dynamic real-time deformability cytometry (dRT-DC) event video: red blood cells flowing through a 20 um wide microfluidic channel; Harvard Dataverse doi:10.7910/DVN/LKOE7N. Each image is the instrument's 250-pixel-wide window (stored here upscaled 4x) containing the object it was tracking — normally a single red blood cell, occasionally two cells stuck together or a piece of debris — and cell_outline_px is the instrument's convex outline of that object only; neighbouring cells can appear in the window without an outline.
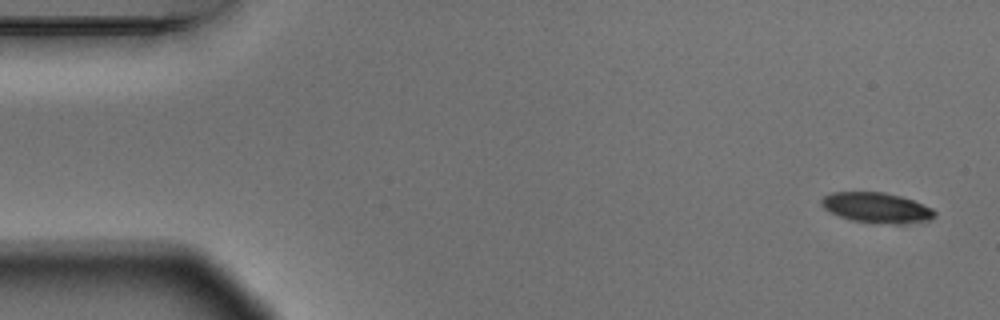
{"species": "Egyptian fruit bat (a non-hibernating species)", "species_latin": "Rousettus aegyptiacus", "temperature_condition": "warm", "stored_images_in_passage": 4, "camera_frame_rate_fps": 3000, "um_per_image_px": 0.085, "animal": {"sex": "male"}, "frame": {"image": 1, "passage_image": 1, "time_ms": 0.0, "image_size_px": [1000, 320], "cell_outline_px": [[936, 216], [928, 220], [904, 224], [880, 224], [852, 220], [828, 212], [820, 204], [820, 200], [824, 196], [832, 192], [884, 192], [900, 196], [912, 200], [932, 208], [936, 212]], "centroid_in_image_um": [74.5, 17.66], "position_along_channel_um": 10.5, "area_um2": 20.11}}
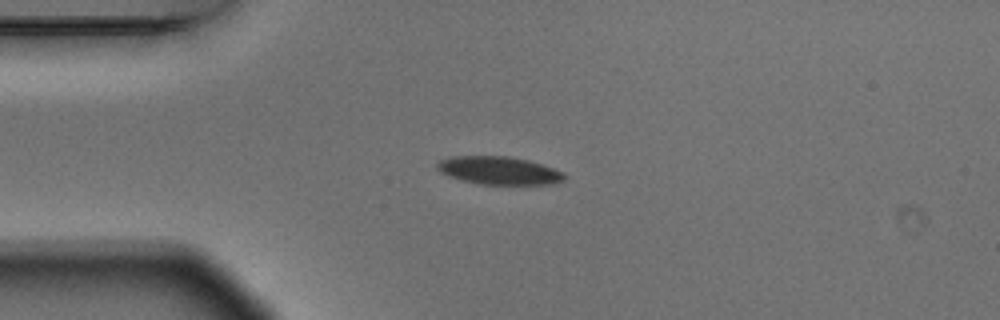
{"frame": {"image": 2, "passage_image": 4, "time_ms": 1.0, "image_size_px": [1000, 320], "cell_outline_px": [[564, 180], [552, 184], [480, 184], [460, 180], [448, 176], [440, 172], [436, 168], [436, 164], [440, 160], [452, 156], [508, 156], [528, 160], [564, 172]], "centroid_in_image_um": [42.36, 14.49], "position_along_channel_um": 42.6, "area_um2": 20.69}}